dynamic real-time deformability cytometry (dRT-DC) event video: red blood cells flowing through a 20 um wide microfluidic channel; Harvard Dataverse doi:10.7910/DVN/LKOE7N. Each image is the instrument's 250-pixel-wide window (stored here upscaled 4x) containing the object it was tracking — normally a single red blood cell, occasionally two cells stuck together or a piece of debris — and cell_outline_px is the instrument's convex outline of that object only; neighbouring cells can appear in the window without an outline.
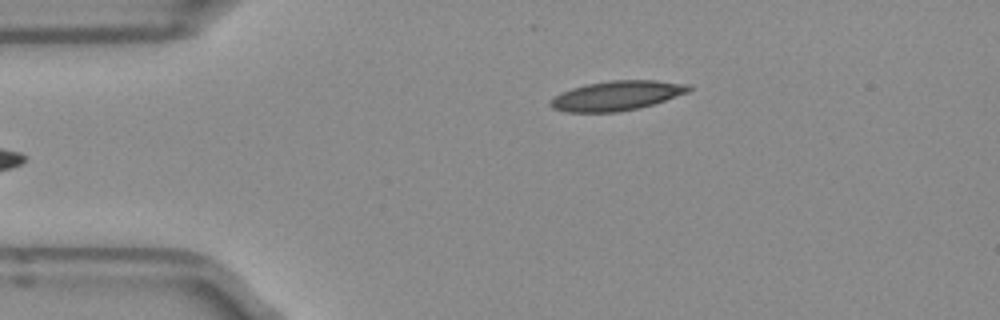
{"species": "Egyptian fruit bat (a non-hibernating species)", "species_latin": "Rousettus aegyptiacus", "temperature_condition": "room temperature", "stored_images_in_passage": 35, "camera_frame_rate_fps": 3000, "um_per_image_px": 0.085, "frame": {"image": 1, "passage_image": 1, "time_ms": 0.0, "image_size_px": [1000, 320], "cell_outline_px": [[692, 88], [688, 92], [652, 104], [636, 108], [616, 112], [564, 112], [552, 108], [548, 104], [560, 92], [572, 88], [588, 84], [612, 80], [656, 80], [688, 84]], "centroid_in_image_um": [52.4, 8.13], "position_along_channel_um": 32.6, "area_um2": 23.58}}
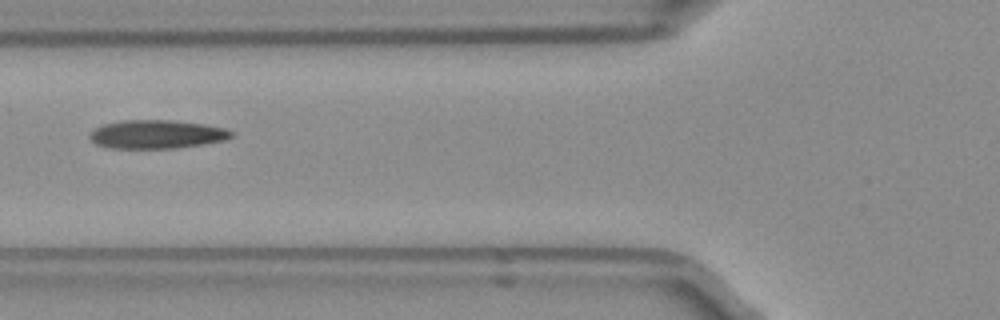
{"frame": {"image": 2, "passage_image": 10, "time_ms": 3.0, "image_size_px": [1000, 320], "cell_outline_px": [[236, 136], [224, 140], [176, 148], [112, 148], [96, 144], [88, 136], [96, 128], [104, 124], [120, 120], [176, 120], [204, 124], [224, 128], [236, 132]], "centroid_in_image_um": [13.37, 11.4], "position_along_channel_um": 112.4, "area_um2": 23.58}}
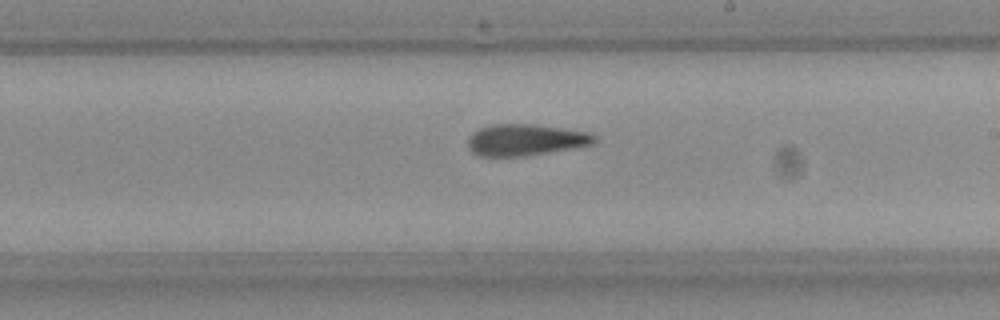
{"frame": {"image": 3, "passage_image": 20, "time_ms": 6.333, "image_size_px": [1000, 320], "cell_outline_px": [[596, 140], [592, 144], [572, 148], [524, 156], [480, 156], [472, 152], [468, 144], [468, 140], [472, 132], [480, 128], [492, 124], [536, 124], [564, 128], [588, 132], [596, 136]], "centroid_in_image_um": [44.66, 11.88], "position_along_channel_um": 244.3, "area_um2": 23.12}, "authors_computed_cell_mechanics": {"area_um2": 23.698, "velocity_mm_per_s": 3.9445, "shape_relaxation_time_tau1_ms": null, "shape_relaxation_time_tau2_ms": 4.9745, "deformation_change_tau1": null, "deformation_change_tau2": 0.1444}}